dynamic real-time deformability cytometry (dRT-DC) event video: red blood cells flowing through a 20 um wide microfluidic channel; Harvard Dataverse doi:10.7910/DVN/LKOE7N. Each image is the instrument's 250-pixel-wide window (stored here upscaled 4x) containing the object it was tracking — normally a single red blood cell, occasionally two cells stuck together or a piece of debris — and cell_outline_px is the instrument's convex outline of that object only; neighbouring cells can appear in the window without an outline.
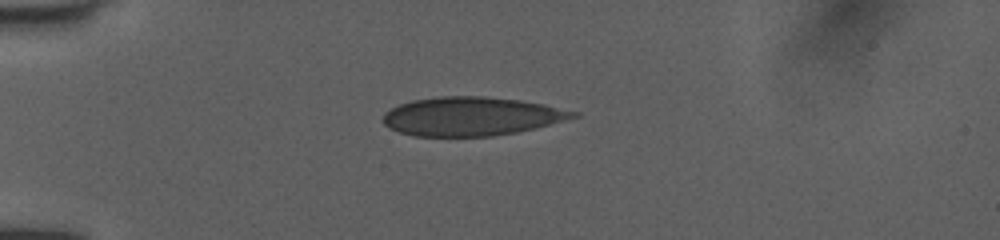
{"species": "human", "species_latin": "Homo sapiens", "temperature_condition": "room temperature", "stored_images_in_passage": 38, "camera_frame_rate_fps": 3000, "um_per_image_px": 0.085, "donor": {"sex": "female"}, "frame": {"image": 1, "passage_image": 1, "time_ms": 0.0, "image_size_px": [1000, 240], "cell_outline_px": [[580, 116], [516, 132], [492, 136], [416, 136], [400, 132], [384, 124], [384, 112], [400, 104], [412, 100], [436, 96], [484, 96], [520, 100], [580, 112]], "centroid_in_image_um": [40.05, 9.88], "position_along_channel_um": 44.9, "area_um2": 42.48}}
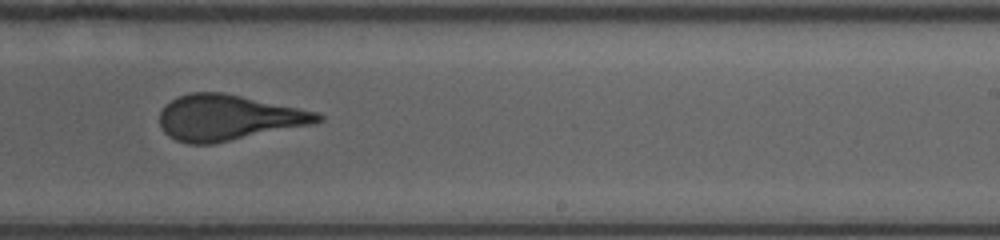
{"frame": {"image": 2, "passage_image": 20, "time_ms": 6.333, "image_size_px": [1000, 240], "cell_outline_px": [[324, 120], [312, 124], [212, 144], [188, 144], [176, 140], [168, 136], [164, 132], [160, 124], [160, 112], [164, 104], [180, 96], [192, 92], [224, 92], [316, 112], [324, 116]], "centroid_in_image_um": [19.37, 10.0], "position_along_channel_um": 269.6, "area_um2": 41.73}}
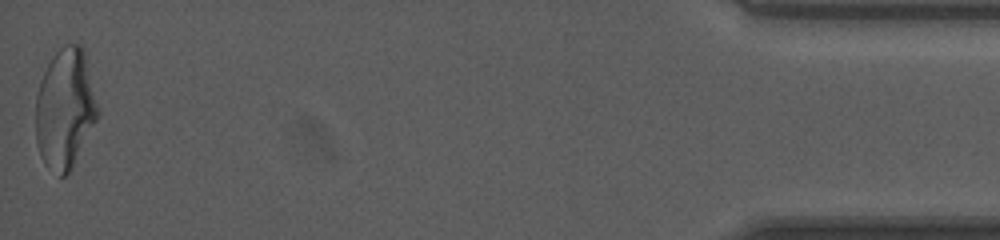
{"frame": {"image": 3, "passage_image": 38, "time_ms": 12.333, "image_size_px": [1000, 240], "cell_outline_px": [[100, 112], [96, 120], [68, 172], [64, 176], [60, 176], [44, 164], [40, 156], [36, 140], [36, 96], [44, 72], [48, 64], [56, 52], [64, 44], [80, 44], [84, 48]], "centroid_in_image_um": [5.53, 9.2], "position_along_channel_um": 429.7, "area_um2": 42.95}, "authors_computed_cell_mechanics": {"area_um2": 42.0206, "velocity_mm_per_s": 4.0632, "shape_relaxation_time_tau1_ms": 9.205, "shape_relaxation_time_tau2_ms": 0.5644, "deformation_change_tau1": 0.2377, "deformation_change_tau2": 0.0741}}